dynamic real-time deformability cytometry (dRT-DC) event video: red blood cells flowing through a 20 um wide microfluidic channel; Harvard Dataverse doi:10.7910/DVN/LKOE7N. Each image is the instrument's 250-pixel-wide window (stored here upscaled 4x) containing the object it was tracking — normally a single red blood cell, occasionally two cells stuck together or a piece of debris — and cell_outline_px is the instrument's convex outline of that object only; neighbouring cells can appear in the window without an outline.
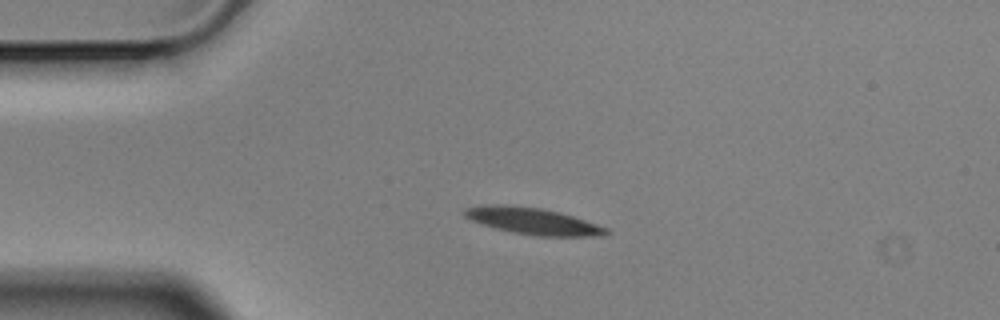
{"species": "Egyptian fruit bat (a non-hibernating species)", "species_latin": "Rousettus aegyptiacus", "temperature_condition": "cold", "stored_images_in_passage": 2, "camera_frame_rate_fps": 3000, "um_per_image_px": 0.085, "animal": {"sex": "male"}, "frame": {"image": 1, "passage_image": 1, "time_ms": 0.0, "image_size_px": [1000, 320], "cell_outline_px": [[612, 232], [604, 236], [536, 236], [512, 232], [480, 224], [464, 216], [460, 212], [464, 208], [480, 204], [508, 204], [540, 208], [560, 212], [608, 228]], "centroid_in_image_um": [45.24, 18.78], "position_along_channel_um": 39.8, "area_um2": 22.31}}